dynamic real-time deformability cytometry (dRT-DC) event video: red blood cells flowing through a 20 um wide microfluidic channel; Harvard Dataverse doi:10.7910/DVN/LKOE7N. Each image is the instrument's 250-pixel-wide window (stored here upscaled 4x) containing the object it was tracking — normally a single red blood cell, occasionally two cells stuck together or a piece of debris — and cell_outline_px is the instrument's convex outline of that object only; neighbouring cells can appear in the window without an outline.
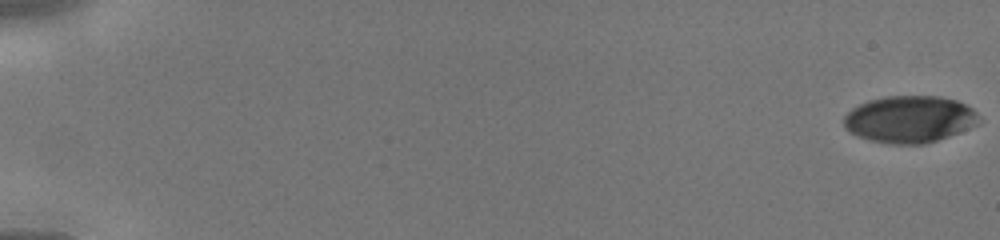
{"species": "human", "species_latin": "Homo sapiens", "temperature_condition": "cold", "stored_images_in_passage": 46, "camera_frame_rate_fps": 3000, "um_per_image_px": 0.085, "donor": {"sex": "male"}, "frame": {"image": 1, "passage_image": 1, "time_ms": 0.0, "image_size_px": [1000, 240], "cell_outline_px": [[980, 124], [948, 136], [924, 144], [888, 144], [868, 140], [848, 132], [844, 128], [844, 116], [852, 108], [868, 100], [884, 96], [940, 96], [956, 100], [972, 108], [976, 112], [980, 120]], "centroid_in_image_um": [77.3, 10.14], "position_along_channel_um": 7.7, "area_um2": 37.17}}
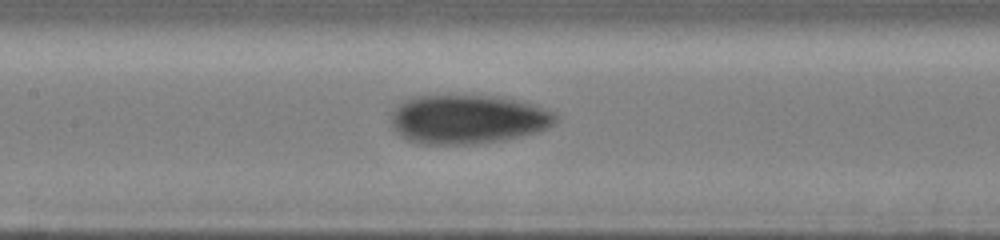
{"frame": {"image": 2, "passage_image": 24, "time_ms": 7.667, "image_size_px": [1000, 240], "cell_outline_px": [[560, 116], [552, 124], [536, 132], [500, 140], [464, 144], [424, 144], [408, 140], [400, 136], [396, 132], [392, 124], [392, 112], [404, 100], [412, 96], [504, 96], [524, 100], [556, 112]], "centroid_in_image_um": [39.79, 10.11], "position_along_channel_um": 167.6, "area_um2": 46.99}}
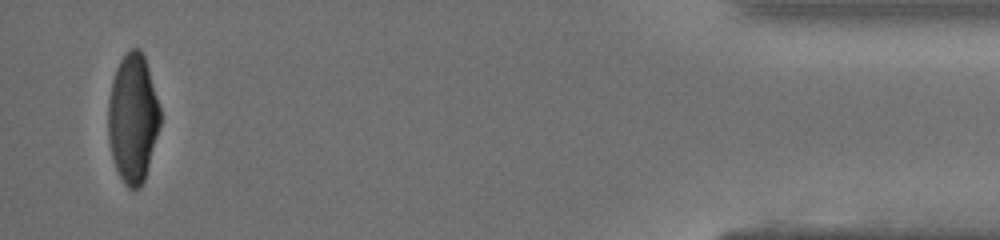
{"frame": {"image": 3, "passage_image": 45, "time_ms": 14.667, "image_size_px": [1000, 240], "cell_outline_px": [[160, 124], [144, 180], [140, 188], [128, 188], [124, 184], [116, 168], [112, 156], [108, 140], [108, 100], [112, 80], [116, 68], [120, 60], [132, 48], [140, 48], [144, 56], [148, 68], [160, 108]], "centroid_in_image_um": [11.28, 10.05], "position_along_channel_um": 423.9, "area_um2": 38.73}}